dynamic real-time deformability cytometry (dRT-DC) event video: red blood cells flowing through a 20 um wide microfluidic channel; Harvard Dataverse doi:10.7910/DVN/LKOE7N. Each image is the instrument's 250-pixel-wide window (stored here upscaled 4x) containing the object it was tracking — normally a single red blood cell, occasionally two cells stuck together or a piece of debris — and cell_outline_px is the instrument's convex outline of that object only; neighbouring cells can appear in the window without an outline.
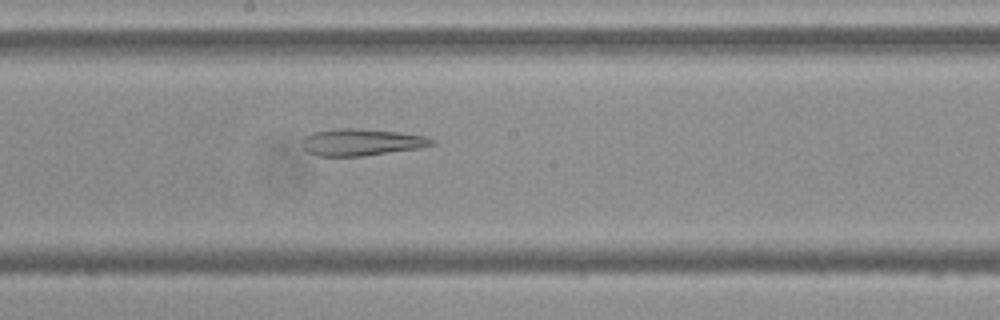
{"species": "Egyptian fruit bat (a non-hibernating species)", "species_latin": "Rousettus aegyptiacus", "temperature_condition": "cold", "stored_images_in_passage": 55, "camera_frame_rate_fps": 3000, "um_per_image_px": 0.085, "frame": {"image": 1, "passage_image": 30, "time_ms": 9.667, "image_size_px": [1000, 320], "cell_outline_px": [[436, 144], [420, 148], [364, 156], [320, 156], [308, 152], [304, 148], [304, 140], [312, 132], [340, 128], [356, 128], [400, 132], [428, 136], [436, 140]], "centroid_in_image_um": [30.82, 12.08], "position_along_channel_um": 217.4, "area_um2": 20.29}}
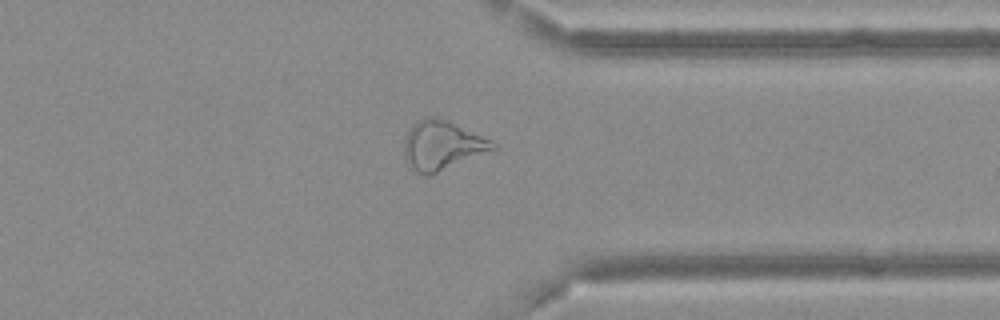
{"frame": {"image": 2, "passage_image": 43, "time_ms": 14.0, "image_size_px": [1000, 320], "cell_outline_px": [[500, 148], [436, 172], [416, 172], [408, 168], [404, 156], [404, 140], [408, 128], [416, 120], [424, 116], [436, 116], [492, 140]], "centroid_in_image_um": [37.55, 12.32], "position_along_channel_um": 373.8, "area_um2": 25.32}}
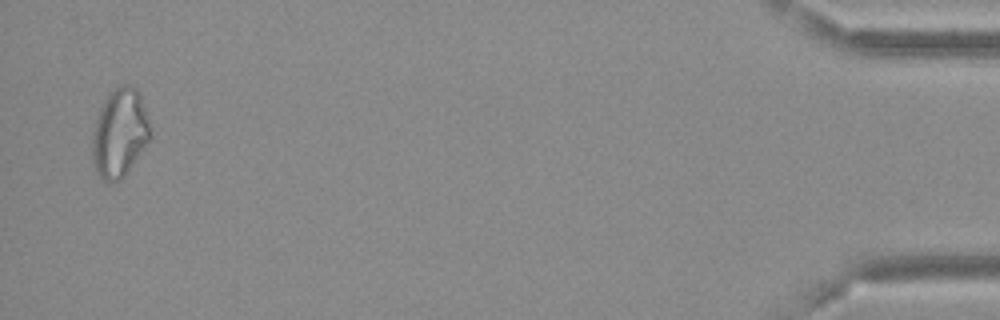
{"frame": {"image": 3, "passage_image": 54, "time_ms": 17.667, "image_size_px": [1000, 320], "cell_outline_px": [[152, 136], [124, 176], [120, 180], [108, 184], [96, 172], [92, 160], [92, 132], [100, 108], [104, 100], [116, 88], [124, 84], [136, 88], [140, 92], [148, 116]], "centroid_in_image_um": [10.17, 11.32], "position_along_channel_um": 425.0, "area_um2": 29.94}, "authors_computed_cell_mechanics": {"area_um2": 26.877, "velocity_mm_per_s": 3.6787, "shape_relaxation_time_tau1_ms": null, "shape_relaxation_time_tau2_ms": 6.6255, "deformation_change_tau1": null, "deformation_change_tau2": 0.1854}}